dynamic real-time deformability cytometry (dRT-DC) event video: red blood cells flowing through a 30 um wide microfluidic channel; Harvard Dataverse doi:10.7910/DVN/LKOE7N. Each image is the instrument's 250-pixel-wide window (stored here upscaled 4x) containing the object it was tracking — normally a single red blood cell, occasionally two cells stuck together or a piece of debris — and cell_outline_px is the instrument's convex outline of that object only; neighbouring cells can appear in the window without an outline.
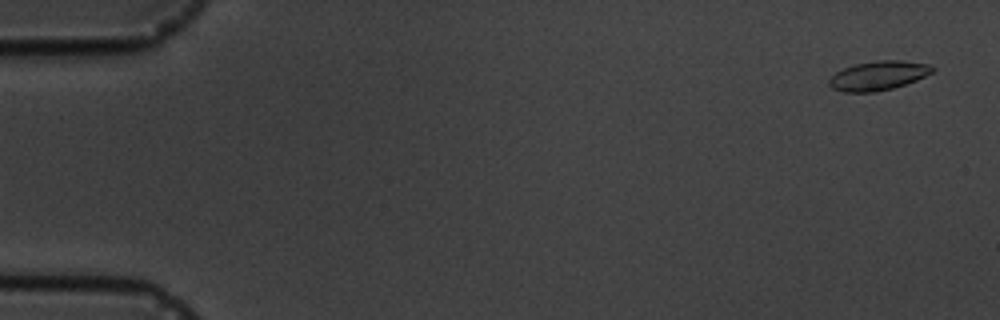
{"species": "common noctule bat (a hibernating species)", "species_latin": "Nyctalus noctula", "temperature_condition": "cold", "stored_images_in_passage": 8, "camera_frame_rate_fps": 3000, "um_per_image_px": 0.085, "animal": {"sex": "male", "body_mass_g": 19.5, "forearm_length_mm": 54.6}, "frame": {"image": 1, "passage_image": 1, "time_ms": 0.0, "image_size_px": [1000, 320], "cell_outline_px": [[936, 68], [932, 72], [916, 80], [892, 88], [876, 92], [844, 92], [832, 88], [828, 84], [828, 80], [836, 72], [844, 68], [856, 64], [880, 60], [900, 60], [928, 64]], "centroid_in_image_um": [74.64, 6.43], "position_along_channel_um": 10.4, "area_um2": 17.4}}
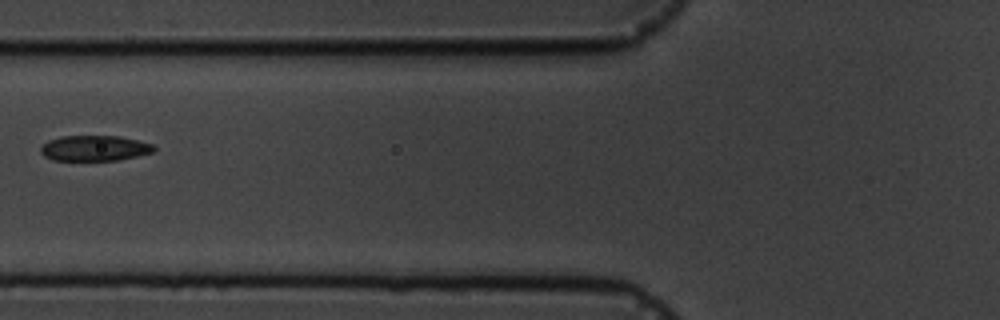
{"frame": {"image": 2, "passage_image": 5, "time_ms": 6.667, "image_size_px": [1000, 320], "cell_outline_px": [[156, 148], [152, 152], [120, 160], [52, 160], [44, 156], [40, 152], [40, 148], [48, 140], [60, 136], [120, 136], [152, 144]], "centroid_in_image_um": [8.01, 12.59], "position_along_channel_um": 117.8, "area_um2": 16.76}}
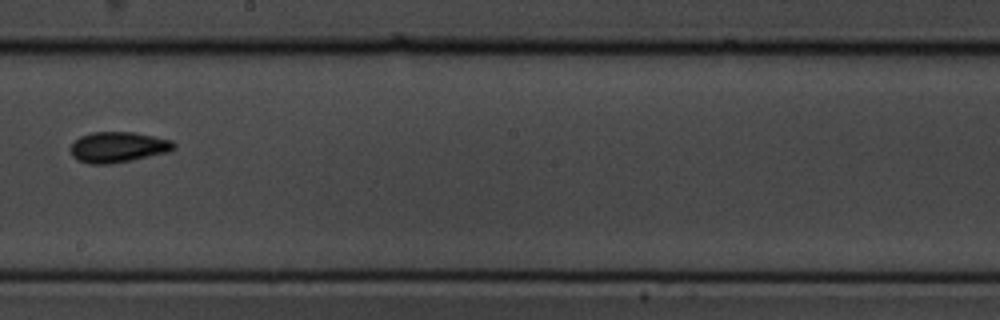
{"frame": {"image": 3, "passage_image": 8, "time_ms": 10.0, "image_size_px": [1000, 320], "cell_outline_px": [[176, 148], [168, 152], [132, 160], [108, 164], [88, 164], [76, 160], [72, 156], [68, 148], [80, 136], [92, 132], [136, 132], [172, 140], [176, 144]], "centroid_in_image_um": [10.02, 12.51], "position_along_channel_um": 238.2, "area_um2": 18.67}}